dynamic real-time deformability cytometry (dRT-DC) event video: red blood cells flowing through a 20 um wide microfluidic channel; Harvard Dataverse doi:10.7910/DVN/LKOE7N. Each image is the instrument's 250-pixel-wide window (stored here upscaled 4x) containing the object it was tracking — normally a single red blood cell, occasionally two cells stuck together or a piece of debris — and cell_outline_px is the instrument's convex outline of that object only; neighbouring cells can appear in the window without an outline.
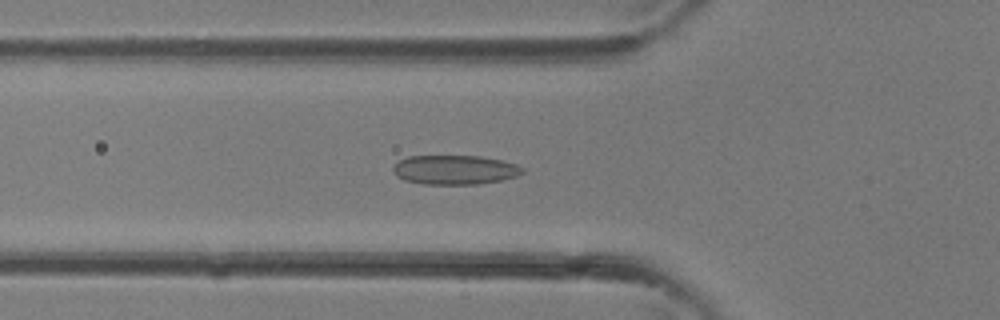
{"species": "common noctule bat (a hibernating species)", "species_latin": "Nyctalus noctula", "temperature_condition": "room temperature", "stored_images_in_passage": 36, "camera_frame_rate_fps": 3000, "um_per_image_px": 0.085, "animal": {"sex": "female"}, "frame": {"image": 1, "passage_image": 12, "time_ms": 3.667, "image_size_px": [1000, 320], "cell_outline_px": [[524, 172], [516, 176], [504, 180], [476, 184], [424, 184], [404, 180], [396, 176], [392, 172], [392, 164], [408, 156], [480, 156], [504, 160], [516, 164], [524, 168]], "centroid_in_image_um": [38.65, 14.43], "position_along_channel_um": 87.2, "area_um2": 22.37}}
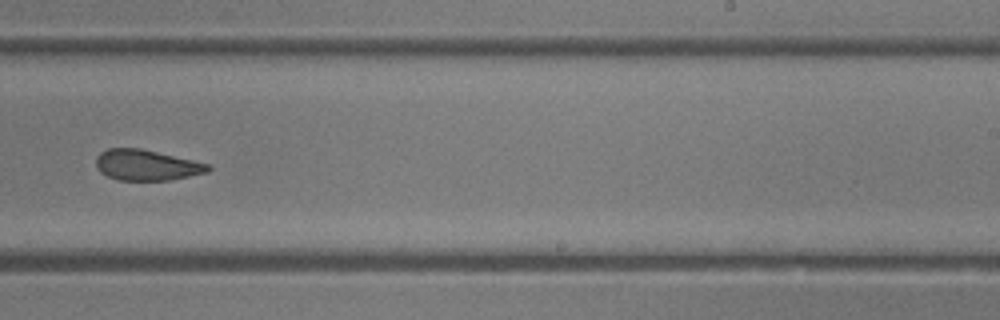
{"frame": {"image": 2, "passage_image": 22, "time_ms": 7.0, "image_size_px": [1000, 320], "cell_outline_px": [[212, 168], [208, 172], [168, 180], [120, 180], [108, 176], [100, 172], [96, 168], [96, 156], [100, 152], [108, 148], [140, 148], [212, 164]], "centroid_in_image_um": [12.46, 14.02], "position_along_channel_um": 276.5, "area_um2": 20.11}}
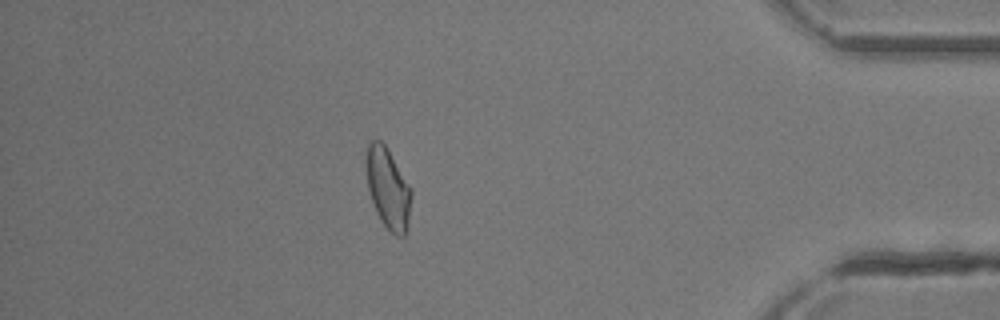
{"frame": {"image": 3, "passage_image": 31, "time_ms": 10.0, "image_size_px": [1000, 320], "cell_outline_px": [[412, 196], [408, 228], [404, 236], [396, 236], [380, 220], [376, 212], [368, 188], [364, 160], [364, 152], [368, 144], [372, 140], [380, 140], [384, 144], [412, 188]], "centroid_in_image_um": [32.97, 15.99], "position_along_channel_um": 402.2, "area_um2": 21.5}}